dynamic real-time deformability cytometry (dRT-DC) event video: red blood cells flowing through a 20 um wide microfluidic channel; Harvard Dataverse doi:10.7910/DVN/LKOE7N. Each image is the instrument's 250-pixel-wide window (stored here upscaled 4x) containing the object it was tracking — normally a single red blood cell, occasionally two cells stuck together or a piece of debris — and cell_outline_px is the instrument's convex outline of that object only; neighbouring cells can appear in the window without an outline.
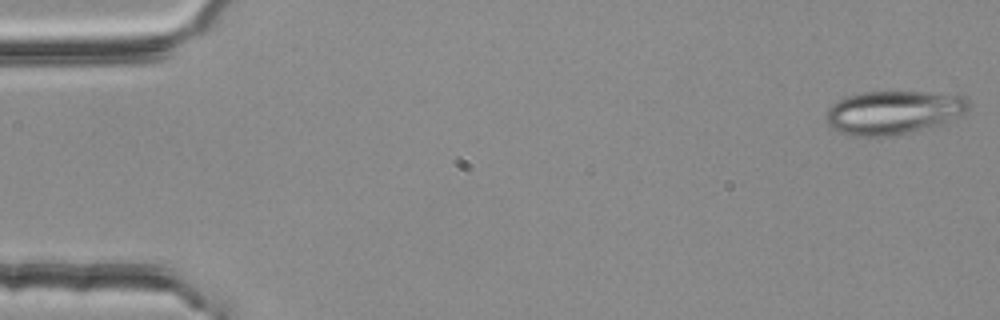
{"species": "common noctule bat (a hibernating species)", "species_latin": "Nyctalus noctula", "temperature_condition": "room temperature", "stored_images_in_passage": 54, "camera_frame_rate_fps": 3000, "um_per_image_px": 0.085, "animal": {"sex": "female", "body_mass_g": 25.1}, "frame": {"image": 1, "passage_image": 1, "time_ms": 0.0, "image_size_px": [1000, 320], "cell_outline_px": [[972, 104], [968, 112], [960, 116], [940, 124], [908, 132], [888, 136], [852, 136], [840, 132], [832, 128], [824, 120], [824, 116], [828, 108], [832, 104], [848, 96], [864, 92], [924, 92], [964, 96]], "centroid_in_image_um": [75.94, 9.55], "position_along_channel_um": 9.1, "area_um2": 36.13}}
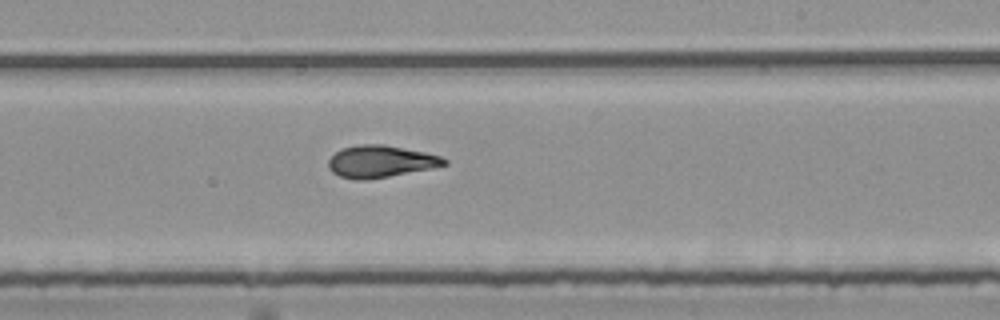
{"frame": {"image": 2, "passage_image": 32, "time_ms": 10.333, "image_size_px": [1000, 320], "cell_outline_px": [[448, 164], [432, 168], [388, 176], [364, 180], [356, 180], [340, 176], [332, 172], [328, 168], [328, 160], [340, 148], [356, 144], [384, 144], [424, 152], [440, 156], [448, 160]], "centroid_in_image_um": [32.32, 13.71], "position_along_channel_um": 256.7, "area_um2": 21.62}}
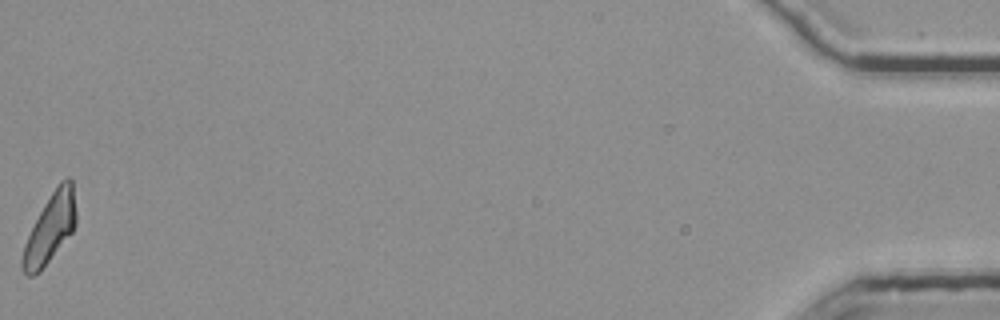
{"frame": {"image": 3, "passage_image": 54, "time_ms": 17.667, "image_size_px": [1000, 320], "cell_outline_px": [[76, 224], [72, 232], [40, 272], [32, 276], [28, 276], [20, 268], [20, 260], [24, 244], [44, 204], [60, 180], [68, 176], [72, 180], [76, 212]], "centroid_in_image_um": [4.25, 19.42], "position_along_channel_um": 430.9, "area_um2": 21.44}, "authors_computed_cell_mechanics": {"area_um2": 21.6172, "velocity_mm_per_s": 3.7796, "shape_relaxation_time_tau1_ms": 6.9531, "shape_relaxation_time_tau2_ms": 3.0981, "deformation_change_tau1": 0.2169, "deformation_change_tau2": 0.1052}}